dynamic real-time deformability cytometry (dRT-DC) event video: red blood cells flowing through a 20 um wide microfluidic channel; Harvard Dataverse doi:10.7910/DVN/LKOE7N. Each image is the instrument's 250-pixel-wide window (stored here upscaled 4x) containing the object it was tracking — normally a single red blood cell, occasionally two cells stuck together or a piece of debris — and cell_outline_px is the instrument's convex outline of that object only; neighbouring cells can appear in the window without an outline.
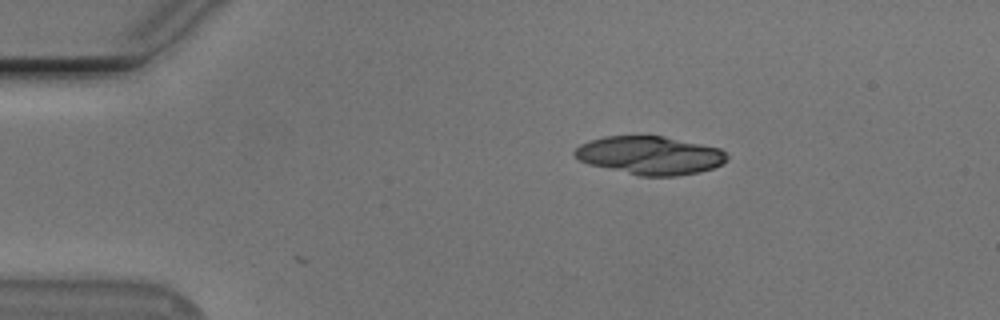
{"species": "Egyptian fruit bat (a non-hibernating species)", "species_latin": "Rousettus aegyptiacus", "temperature_condition": "cold", "stored_images_in_passage": 10, "camera_frame_rate_fps": 3000, "um_per_image_px": 0.085, "animal": {"sex": "male"}, "frame": {"image": 1, "passage_image": 1, "time_ms": 0.0, "image_size_px": [1000, 320], "cell_outline_px": [[728, 160], [724, 164], [700, 172], [676, 176], [640, 176], [588, 164], [572, 156], [572, 152], [580, 144], [588, 140], [604, 136], [664, 136], [720, 148], [728, 156]], "centroid_in_image_um": [55.23, 13.21], "position_along_channel_um": 29.8, "area_um2": 34.22}}